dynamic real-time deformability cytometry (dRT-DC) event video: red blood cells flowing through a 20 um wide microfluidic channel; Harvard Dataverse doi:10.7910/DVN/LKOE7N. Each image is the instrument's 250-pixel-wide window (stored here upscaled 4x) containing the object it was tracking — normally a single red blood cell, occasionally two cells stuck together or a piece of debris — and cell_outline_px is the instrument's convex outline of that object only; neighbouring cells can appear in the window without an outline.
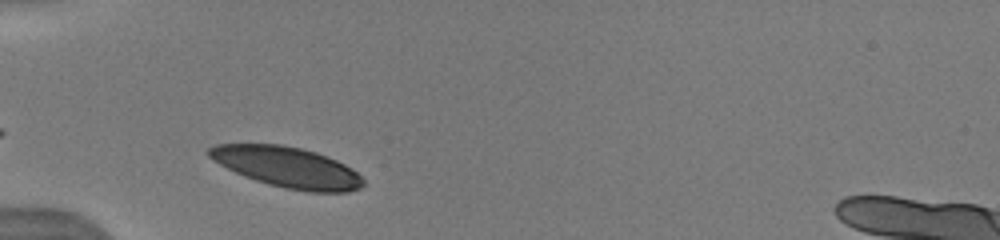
{"species": "human", "species_latin": "Homo sapiens", "temperature_condition": "warm", "stored_images_in_passage": 10, "camera_frame_rate_fps": 3000, "um_per_image_px": 0.085, "donor": {"sex": "male"}, "frame": {"image": 1, "passage_image": 2, "time_ms": 0.667, "image_size_px": [1000, 240], "cell_outline_px": [[364, 184], [360, 188], [348, 192], [308, 192], [284, 188], [268, 184], [244, 176], [212, 160], [204, 152], [208, 148], [216, 144], [280, 144], [300, 148], [316, 152], [336, 160], [352, 168], [364, 180]], "centroid_in_image_um": [24.4, 14.21], "position_along_channel_um": 60.6, "area_um2": 36.47}}